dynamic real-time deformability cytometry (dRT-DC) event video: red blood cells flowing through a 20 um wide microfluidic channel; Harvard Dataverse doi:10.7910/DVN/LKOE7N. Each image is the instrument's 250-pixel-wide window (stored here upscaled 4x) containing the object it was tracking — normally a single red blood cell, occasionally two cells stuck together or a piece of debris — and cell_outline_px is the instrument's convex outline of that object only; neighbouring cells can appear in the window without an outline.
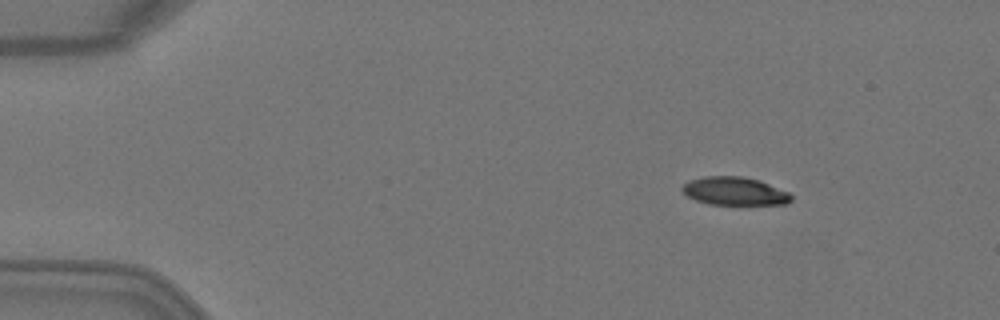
{"species": "Egyptian fruit bat (a non-hibernating species)", "species_latin": "Rousettus aegyptiacus", "temperature_condition": "warm", "stored_images_in_passage": 4, "camera_frame_rate_fps": 3000, "um_per_image_px": 0.085, "animal": {"sex": "female"}, "frame": {"image": 1, "passage_image": 2, "time_ms": 0.333, "image_size_px": [1000, 320], "cell_outline_px": [[792, 200], [788, 204], [708, 204], [696, 200], [688, 196], [680, 188], [688, 180], [704, 176], [744, 176], [760, 180], [788, 192], [792, 196]], "centroid_in_image_um": [62.44, 16.23], "position_along_channel_um": 22.6, "area_um2": 17.92}}